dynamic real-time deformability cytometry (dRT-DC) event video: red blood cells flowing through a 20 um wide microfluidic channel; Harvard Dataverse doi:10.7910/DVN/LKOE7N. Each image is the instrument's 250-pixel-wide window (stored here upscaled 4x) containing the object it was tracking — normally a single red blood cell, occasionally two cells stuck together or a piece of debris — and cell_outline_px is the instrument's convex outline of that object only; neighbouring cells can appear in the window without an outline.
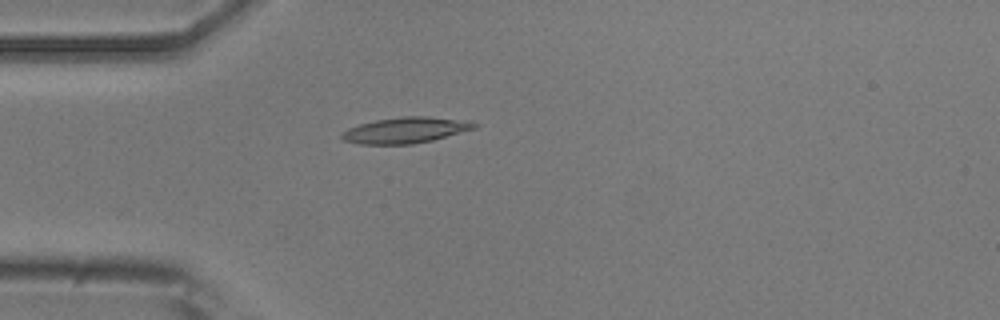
{"species": "common noctule bat (a hibernating species)", "species_latin": "Nyctalus noctula", "temperature_condition": "room temperature", "stored_images_in_passage": 2, "camera_frame_rate_fps": 3000, "um_per_image_px": 0.085, "animal": {"sex": "male", "body_mass_g": 20.5, "forearm_length_mm": 52.5}, "frame": {"image": 1, "passage_image": 1, "time_ms": 0.0, "image_size_px": [1000, 320], "cell_outline_px": [[476, 128], [432, 140], [412, 144], [360, 144], [344, 140], [340, 136], [348, 128], [360, 124], [376, 120], [400, 116], [428, 116], [472, 120], [476, 124]], "centroid_in_image_um": [34.51, 11.05], "position_along_channel_um": 50.5, "area_um2": 20.0}}